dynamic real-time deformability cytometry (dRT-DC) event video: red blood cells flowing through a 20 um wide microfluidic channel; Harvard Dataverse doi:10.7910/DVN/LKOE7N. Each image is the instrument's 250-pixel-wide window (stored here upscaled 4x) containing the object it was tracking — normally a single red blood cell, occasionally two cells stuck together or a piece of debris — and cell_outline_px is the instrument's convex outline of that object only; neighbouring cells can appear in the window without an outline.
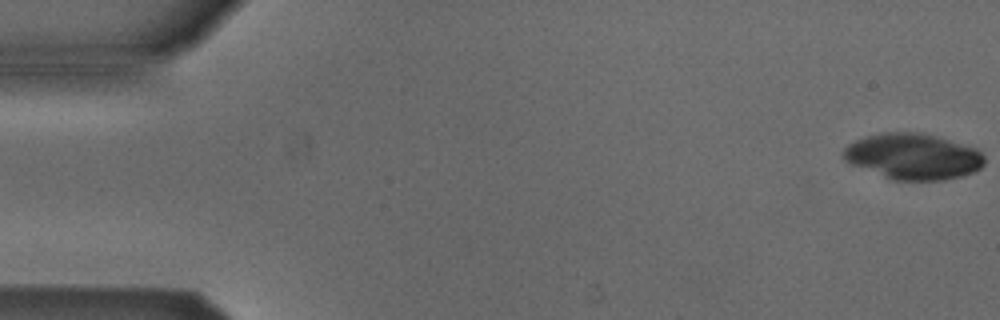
{"species": "Egyptian fruit bat (a non-hibernating species)", "species_latin": "Rousettus aegyptiacus", "temperature_condition": "cold", "stored_images_in_passage": 6, "camera_frame_rate_fps": 3000, "um_per_image_px": 0.085, "animal": {"sex": "male"}, "frame": {"image": 1, "passage_image": 1, "time_ms": 0.0, "image_size_px": [1000, 320], "cell_outline_px": [[984, 164], [980, 168], [972, 172], [960, 176], [944, 180], [892, 180], [852, 164], [844, 160], [844, 148], [848, 144], [856, 140], [868, 136], [884, 132], [920, 132], [936, 136], [964, 144], [976, 148], [984, 156]], "centroid_in_image_um": [77.62, 13.29], "position_along_channel_um": 7.4, "area_um2": 37.51}}
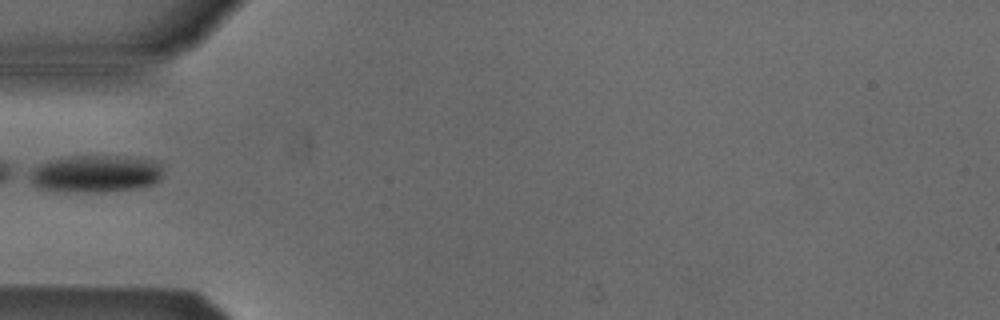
{"frame": {"image": 2, "passage_image": 5, "time_ms": 1.333, "image_size_px": [1000, 320], "cell_outline_px": [[160, 180], [152, 184], [140, 188], [104, 192], [68, 192], [40, 188], [32, 184], [24, 176], [40, 164], [48, 160], [76, 156], [124, 156], [152, 160], [160, 164]], "centroid_in_image_um": [8.07, 14.78], "position_along_channel_um": 76.9, "area_um2": 29.19}}